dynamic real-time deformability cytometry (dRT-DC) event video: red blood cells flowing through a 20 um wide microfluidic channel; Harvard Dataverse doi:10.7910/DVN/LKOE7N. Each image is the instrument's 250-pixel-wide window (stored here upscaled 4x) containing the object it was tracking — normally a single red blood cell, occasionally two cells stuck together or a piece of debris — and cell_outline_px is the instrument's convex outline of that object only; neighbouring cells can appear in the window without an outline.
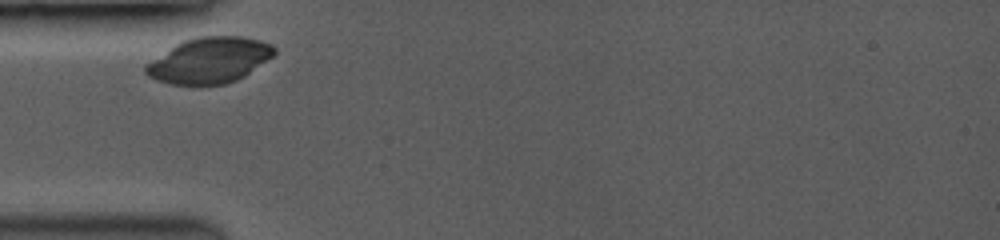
{"species": "common noctule bat (a hibernating species)", "species_latin": "Nyctalus noctula", "temperature_condition": "room temperature", "stored_images_in_passage": 3, "camera_frame_rate_fps": 3500, "um_per_image_px": 0.085, "animal": {"sex": "female", "body_mass_g": 19.0, "forearm_length_mm": 53.3}, "frame": {"image": 1, "passage_image": 1, "time_ms": 0.0, "image_size_px": [1000, 240], "cell_outline_px": [[276, 52], [272, 56], [244, 76], [236, 80], [224, 84], [172, 84], [156, 80], [148, 76], [144, 72], [144, 64], [176, 44], [184, 40], [200, 36], [244, 36], [260, 40], [272, 44], [276, 48]], "centroid_in_image_um": [17.78, 5.11], "position_along_channel_um": 67.2, "area_um2": 34.1}}